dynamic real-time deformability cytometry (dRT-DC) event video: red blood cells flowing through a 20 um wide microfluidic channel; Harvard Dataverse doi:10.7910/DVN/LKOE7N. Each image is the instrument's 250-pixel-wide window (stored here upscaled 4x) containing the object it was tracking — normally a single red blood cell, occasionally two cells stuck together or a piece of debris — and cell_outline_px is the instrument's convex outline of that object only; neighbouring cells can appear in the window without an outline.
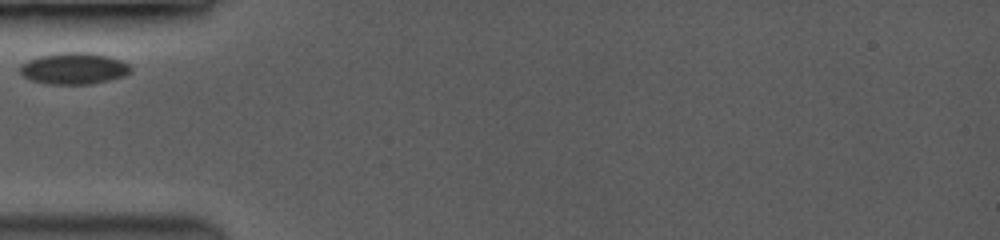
{"species": "common noctule bat (a hibernating species)", "species_latin": "Nyctalus noctula", "temperature_condition": "room temperature", "stored_images_in_passage": 4, "camera_frame_rate_fps": 3500, "um_per_image_px": 0.085, "animal": {"sex": "female", "body_mass_g": 19.0, "forearm_length_mm": 53.3}, "frame": {"image": 1, "passage_image": 1, "time_ms": 0.0, "image_size_px": [1000, 240], "cell_outline_px": [[132, 72], [124, 76], [108, 80], [88, 84], [48, 84], [32, 80], [24, 76], [20, 72], [20, 64], [28, 60], [40, 56], [64, 52], [88, 52], [108, 56], [120, 60], [128, 64], [132, 68]], "centroid_in_image_um": [6.29, 5.82], "position_along_channel_um": 78.7, "area_um2": 20.23}}
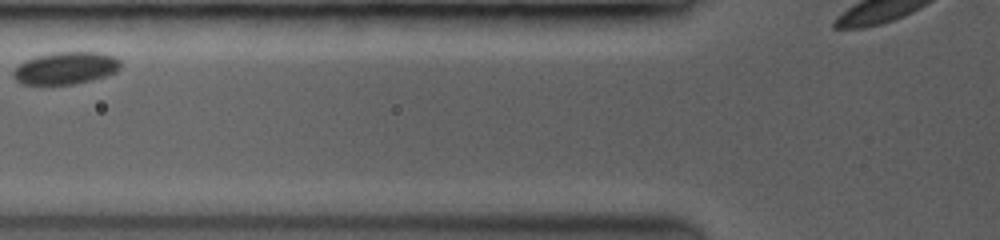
{"frame": {"image": 2, "passage_image": 3, "time_ms": 1.143, "image_size_px": [1000, 240], "cell_outline_px": [[120, 68], [116, 72], [92, 80], [72, 84], [20, 84], [12, 76], [12, 72], [16, 64], [24, 60], [36, 56], [56, 52], [104, 52], [116, 56], [120, 60]], "centroid_in_image_um": [5.57, 5.77], "position_along_channel_um": 120.2, "area_um2": 20.46}}